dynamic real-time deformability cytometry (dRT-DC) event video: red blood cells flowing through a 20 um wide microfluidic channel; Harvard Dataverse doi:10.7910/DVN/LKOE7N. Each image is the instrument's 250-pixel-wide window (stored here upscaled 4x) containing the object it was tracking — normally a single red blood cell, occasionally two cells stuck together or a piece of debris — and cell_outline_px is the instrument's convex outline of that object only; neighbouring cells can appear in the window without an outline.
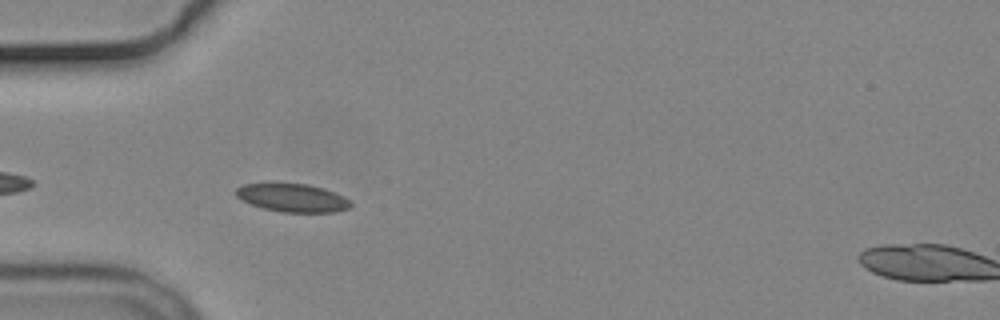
{"species": "common noctule bat (a hibernating species)", "species_latin": "Nyctalus noctula", "temperature_condition": "cold", "stored_images_in_passage": 6, "camera_frame_rate_fps": 3000, "um_per_image_px": 0.085, "animal": {"sex": "male", "body_mass_g": 19.2, "forearm_length_mm": 51.8}, "frame": {"image": 1, "passage_image": 1, "time_ms": 0.0, "image_size_px": [1000, 320], "cell_outline_px": [[352, 204], [348, 208], [332, 212], [284, 212], [264, 208], [252, 204], [236, 196], [236, 188], [244, 184], [268, 180], [272, 180], [308, 184], [324, 188], [344, 196]], "centroid_in_image_um": [24.81, 16.75], "position_along_channel_um": 60.2, "area_um2": 19.42}}